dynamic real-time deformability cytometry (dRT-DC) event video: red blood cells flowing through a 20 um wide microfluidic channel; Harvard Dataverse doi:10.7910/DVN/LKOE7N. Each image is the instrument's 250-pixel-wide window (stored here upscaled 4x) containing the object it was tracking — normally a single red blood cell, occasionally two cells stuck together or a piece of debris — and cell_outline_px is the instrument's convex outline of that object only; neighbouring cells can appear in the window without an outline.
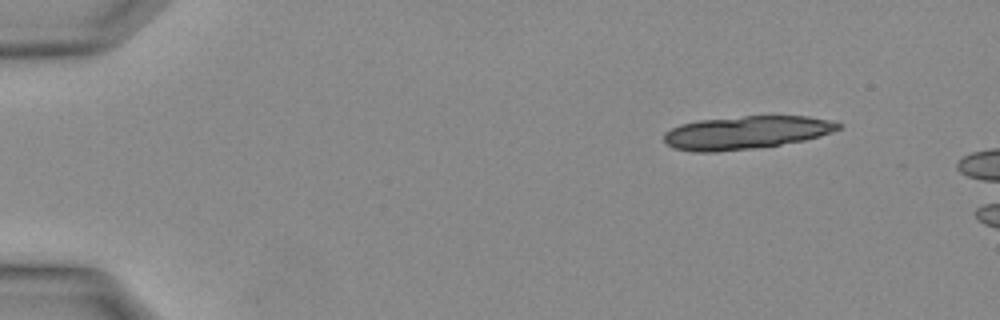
{"species": "Egyptian fruit bat (a non-hibernating species)", "species_latin": "Rousettus aegyptiacus", "temperature_condition": "warm", "stored_images_in_passage": 18, "segment_of_instrument_passage": [1, 2], "camera_frame_rate_fps": 3000, "um_per_image_px": 0.085, "animal": {"sex": "female"}, "frame": {"image": 1, "passage_image": 1, "time_ms": 0.0, "image_size_px": [1000, 320], "cell_outline_px": [[840, 128], [832, 132], [820, 136], [804, 140], [780, 144], [752, 148], [716, 152], [692, 152], [672, 148], [664, 140], [664, 132], [680, 124], [700, 120], [744, 116], [808, 116], [828, 120], [840, 124]], "centroid_in_image_um": [63.37, 11.27], "position_along_channel_um": 21.6, "area_um2": 33.41}}